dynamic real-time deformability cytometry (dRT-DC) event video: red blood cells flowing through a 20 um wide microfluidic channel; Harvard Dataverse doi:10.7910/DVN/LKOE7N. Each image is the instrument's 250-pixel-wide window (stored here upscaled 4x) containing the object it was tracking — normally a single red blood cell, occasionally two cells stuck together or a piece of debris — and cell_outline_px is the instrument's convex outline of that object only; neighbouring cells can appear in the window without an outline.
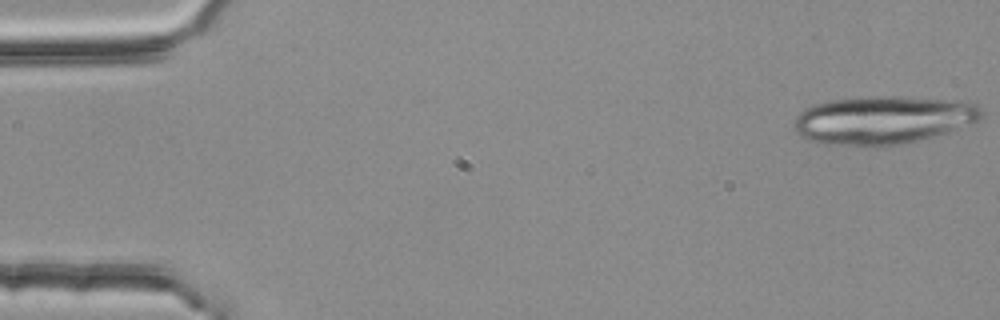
{"species": "common noctule bat (a hibernating species)", "species_latin": "Nyctalus noctula", "temperature_condition": "room temperature", "stored_images_in_passage": 5, "camera_frame_rate_fps": 3000, "um_per_image_px": 0.085, "animal": {"sex": "female", "body_mass_g": 25.1}, "frame": {"image": 1, "passage_image": 1, "time_ms": 0.0, "image_size_px": [1000, 320], "cell_outline_px": [[984, 112], [976, 124], [932, 136], [916, 140], [880, 148], [868, 148], [828, 144], [812, 140], [800, 136], [792, 128], [792, 124], [796, 116], [804, 108], [812, 104], [828, 100], [860, 96], [900, 96], [956, 100], [976, 104]], "centroid_in_image_um": [75.02, 10.2], "position_along_channel_um": 10.0, "area_um2": 53.7}}